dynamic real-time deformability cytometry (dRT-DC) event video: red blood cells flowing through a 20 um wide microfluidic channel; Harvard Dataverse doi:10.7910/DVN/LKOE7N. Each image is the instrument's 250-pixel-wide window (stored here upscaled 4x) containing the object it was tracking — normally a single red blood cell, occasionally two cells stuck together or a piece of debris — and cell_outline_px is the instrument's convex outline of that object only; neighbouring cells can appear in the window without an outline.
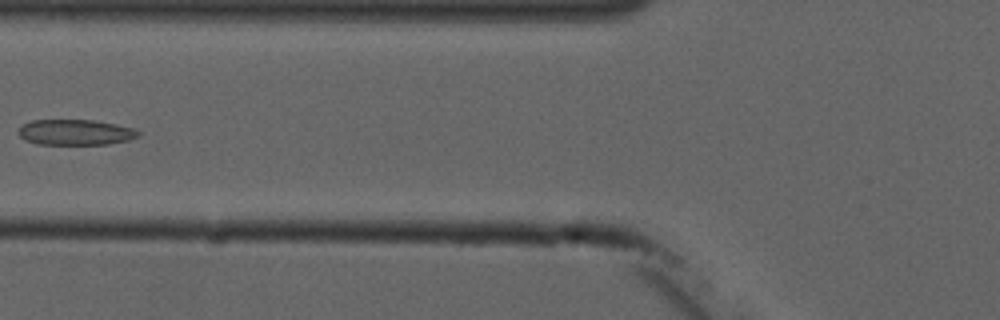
{"species": "common noctule bat (a hibernating species)", "species_latin": "Nyctalus noctula", "temperature_condition": "cold", "stored_images_in_passage": 4, "camera_frame_rate_fps": 3000, "um_per_image_px": 0.085, "animal": {"sex": "male", "forearm_length_mm": 52.5}, "frame": {"image": 1, "passage_image": 4, "time_ms": 3.667, "image_size_px": [1000, 320], "cell_outline_px": [[140, 136], [128, 140], [108, 144], [36, 144], [24, 140], [20, 136], [20, 128], [24, 124], [32, 120], [96, 120], [116, 124], [132, 128], [140, 132]], "centroid_in_image_um": [6.43, 11.24], "position_along_channel_um": 119.4, "area_um2": 17.8}}